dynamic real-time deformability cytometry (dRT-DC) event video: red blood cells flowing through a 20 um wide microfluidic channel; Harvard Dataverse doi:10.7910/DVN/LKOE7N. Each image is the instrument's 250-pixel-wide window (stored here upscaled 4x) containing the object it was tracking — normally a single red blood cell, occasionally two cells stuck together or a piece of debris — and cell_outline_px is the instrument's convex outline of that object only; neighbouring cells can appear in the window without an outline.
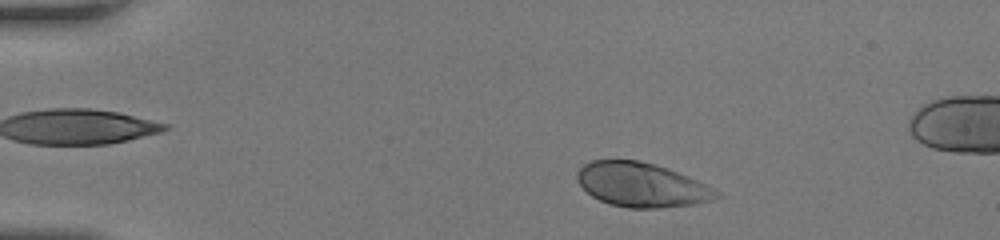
{"species": "human", "species_latin": "Homo sapiens", "temperature_condition": "room temperature", "stored_images_in_passage": 43, "camera_frame_rate_fps": 3000, "um_per_image_px": 0.085, "donor": {"sex": "female"}, "frame": {"image": 1, "passage_image": 2, "time_ms": 0.333, "image_size_px": [1000, 240], "cell_outline_px": [[724, 196], [712, 200], [696, 204], [660, 208], [628, 208], [608, 204], [592, 196], [576, 180], [576, 172], [584, 164], [592, 160], [640, 160], [656, 164], [668, 168], [688, 176], [720, 192]], "centroid_in_image_um": [54.54, 15.71], "position_along_channel_um": 30.5, "area_um2": 36.13}}
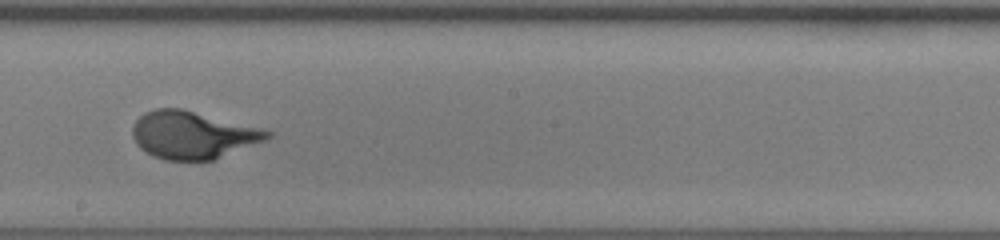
{"frame": {"image": 2, "passage_image": 22, "time_ms": 7.0, "image_size_px": [1000, 240], "cell_outline_px": [[272, 136], [264, 140], [212, 160], [164, 160], [152, 156], [140, 148], [136, 144], [132, 136], [132, 124], [144, 112], [156, 108], [180, 108], [272, 132]], "centroid_in_image_um": [16.27, 11.48], "position_along_channel_um": 231.9, "area_um2": 36.7}}
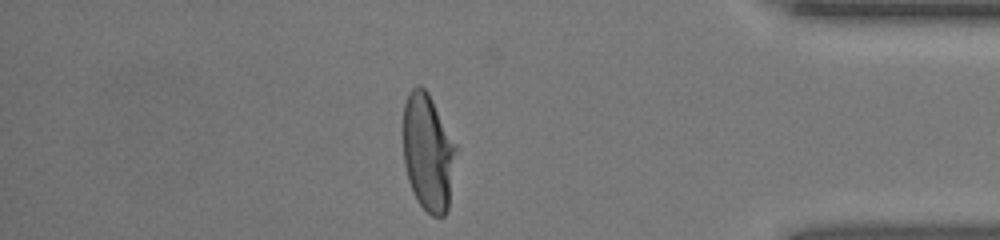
{"frame": {"image": 3, "passage_image": 36, "time_ms": 11.667, "image_size_px": [1000, 240], "cell_outline_px": [[456, 148], [448, 208], [444, 216], [432, 216], [416, 200], [412, 192], [408, 180], [404, 164], [404, 104], [408, 92], [416, 84], [420, 84], [428, 92], [456, 144]], "centroid_in_image_um": [36.36, 12.93], "position_along_channel_um": 398.8, "area_um2": 35.89}, "authors_computed_cell_mechanics": {"area_um2": 36.992, "velocity_mm_per_s": 4.1712, "shape_relaxation_time_tau1_ms": 3.067, "shape_relaxation_time_tau2_ms": null, "deformation_change_tau1": 0.2035, "deformation_change_tau2": null}}